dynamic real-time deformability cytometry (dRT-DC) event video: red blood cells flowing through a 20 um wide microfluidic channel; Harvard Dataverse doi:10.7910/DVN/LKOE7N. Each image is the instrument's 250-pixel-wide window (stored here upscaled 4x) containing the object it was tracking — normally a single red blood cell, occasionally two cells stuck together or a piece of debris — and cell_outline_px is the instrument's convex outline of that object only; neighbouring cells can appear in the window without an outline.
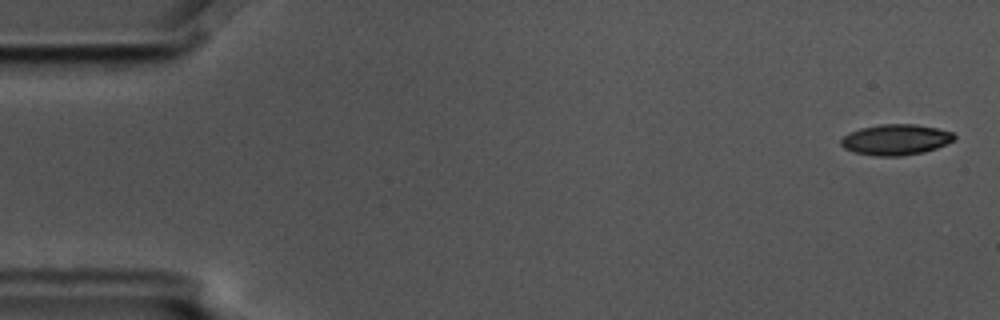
{"species": "common noctule bat (a hibernating species)", "species_latin": "Nyctalus noctula", "temperature_condition": "cold", "stored_images_in_passage": 57, "camera_frame_rate_fps": 3000, "um_per_image_px": 0.085, "animal": {"sex": "male", "body_mass_g": 17.5, "forearm_length_mm": 52.3}, "frame": {"image": 1, "passage_image": 2, "time_ms": 0.333, "image_size_px": [1000, 320], "cell_outline_px": [[956, 140], [936, 148], [924, 152], [900, 156], [876, 156], [856, 152], [844, 148], [840, 144], [840, 140], [848, 132], [860, 128], [880, 124], [916, 124], [936, 128], [952, 132], [956, 136]], "centroid_in_image_um": [76.14, 11.86], "position_along_channel_um": 8.9, "area_um2": 20.35}}
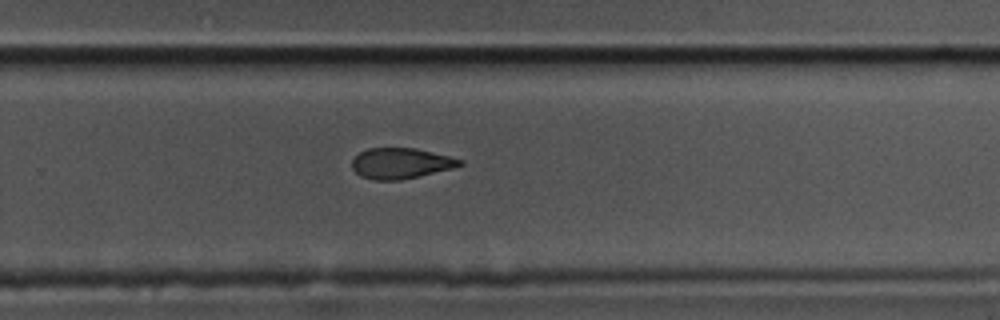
{"frame": {"image": 2, "passage_image": 37, "time_ms": 12.0, "image_size_px": [1000, 320], "cell_outline_px": [[464, 164], [452, 168], [400, 180], [372, 180], [360, 176], [352, 168], [352, 160], [360, 152], [368, 148], [416, 148], [464, 160]], "centroid_in_image_um": [34.05, 13.88], "position_along_channel_um": 295.8, "area_um2": 19.13}}
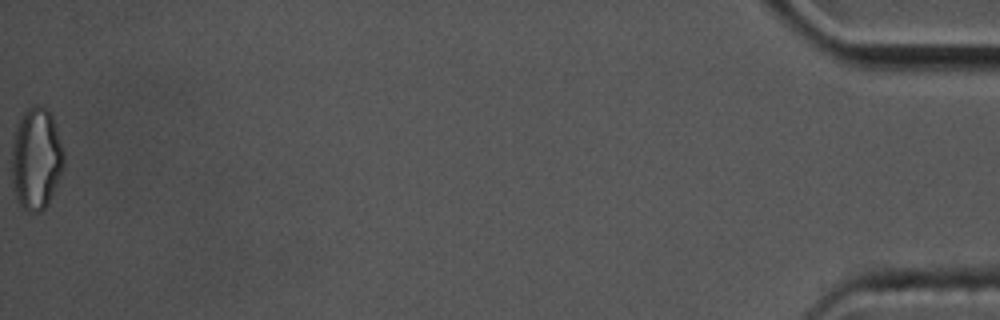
{"frame": {"image": 3, "passage_image": 57, "time_ms": 18.667, "image_size_px": [1000, 320], "cell_outline_px": [[64, 168], [52, 196], [44, 208], [40, 212], [28, 212], [20, 204], [16, 196], [12, 184], [12, 144], [16, 124], [24, 112], [28, 108], [36, 104], [44, 104], [52, 116], [64, 148]], "centroid_in_image_um": [3.09, 13.46], "position_along_channel_um": 432.1, "area_um2": 31.39}, "authors_computed_cell_mechanics": {"area_um2": 20.8658, "velocity_mm_per_s": 3.5743, "shape_relaxation_time_tau1_ms": 5.6538, "shape_relaxation_time_tau2_ms": 6.0581, "deformation_change_tau1": 0.1182, "deformation_change_tau2": 0.1369}}